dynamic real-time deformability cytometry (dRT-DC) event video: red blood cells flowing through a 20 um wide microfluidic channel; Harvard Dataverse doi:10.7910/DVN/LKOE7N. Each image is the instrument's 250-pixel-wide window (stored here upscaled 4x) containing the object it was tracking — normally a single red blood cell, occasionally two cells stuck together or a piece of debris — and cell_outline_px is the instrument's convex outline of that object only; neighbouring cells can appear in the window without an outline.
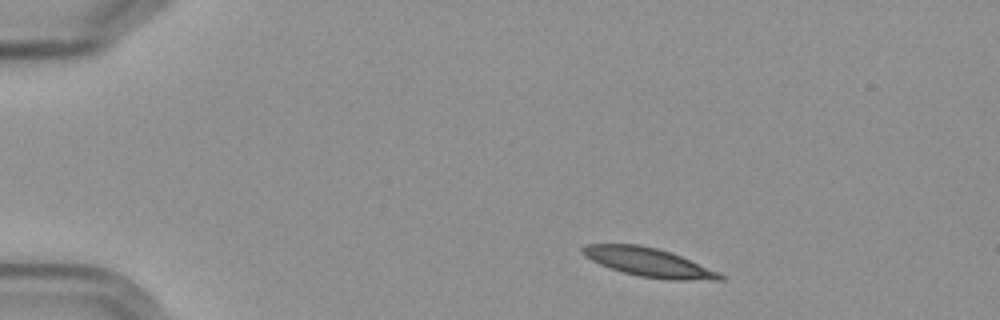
{"species": "Egyptian fruit bat (a non-hibernating species)", "species_latin": "Rousettus aegyptiacus", "temperature_condition": "cold", "stored_images_in_passage": 4, "camera_frame_rate_fps": 3000, "um_per_image_px": 0.085, "frame": {"image": 1, "passage_image": 1, "time_ms": 0.0, "image_size_px": [1000, 320], "cell_outline_px": [[724, 280], [668, 280], [640, 276], [624, 272], [600, 264], [584, 256], [580, 252], [580, 248], [584, 244], [640, 244], [656, 248], [680, 256], [720, 272], [724, 276]], "centroid_in_image_um": [55.12, 22.29], "position_along_channel_um": 29.9, "area_um2": 22.89}}
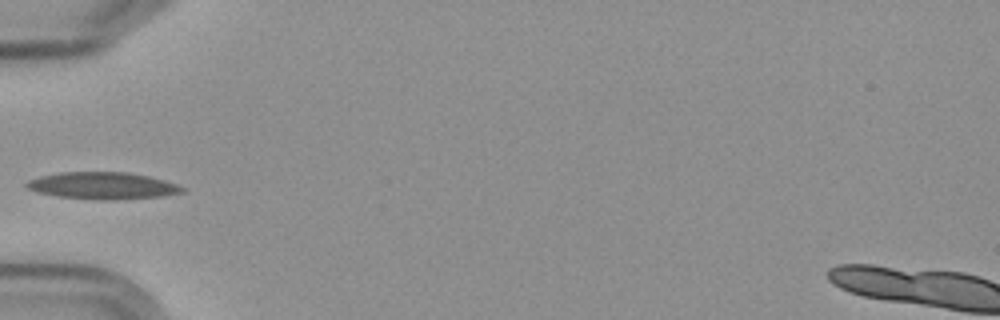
{"frame": {"image": 2, "passage_image": 4, "time_ms": 3.333, "image_size_px": [1000, 320], "cell_outline_px": [[184, 192], [164, 196], [116, 200], [96, 200], [56, 196], [36, 192], [28, 188], [24, 184], [28, 180], [40, 176], [60, 172], [128, 172], [148, 176], [164, 180], [176, 184], [184, 188]], "centroid_in_image_um": [8.71, 15.79], "position_along_channel_um": 76.3, "area_um2": 24.62}}